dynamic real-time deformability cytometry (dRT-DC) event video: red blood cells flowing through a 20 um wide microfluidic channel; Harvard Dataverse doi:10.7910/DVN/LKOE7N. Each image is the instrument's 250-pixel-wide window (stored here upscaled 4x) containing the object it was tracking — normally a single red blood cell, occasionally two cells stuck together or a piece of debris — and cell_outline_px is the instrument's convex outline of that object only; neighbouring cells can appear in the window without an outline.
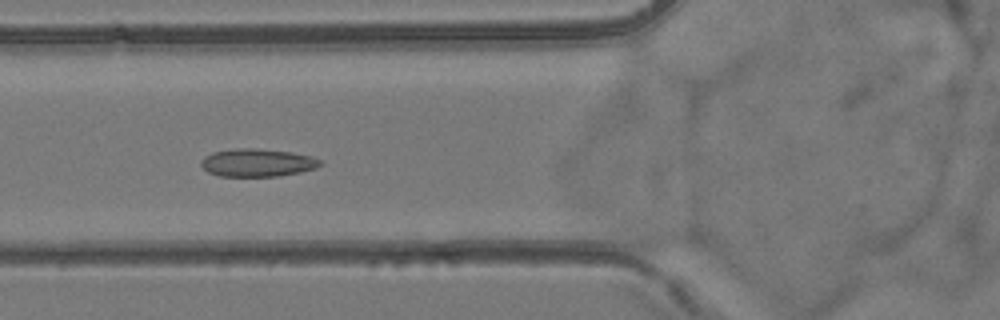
{"species": "common noctule bat (a hibernating species)", "species_latin": "Nyctalus noctula", "temperature_condition": "room temperature", "stored_images_in_passage": 55, "camera_frame_rate_fps": 3000, "um_per_image_px": 0.085, "animal": {"sex": "female", "body_mass_g": 24.6, "forearm_length_mm": 56.2}, "frame": {"image": 1, "passage_image": 21, "time_ms": 6.667, "image_size_px": [1000, 320], "cell_outline_px": [[320, 164], [316, 168], [300, 172], [276, 176], [220, 176], [208, 172], [200, 164], [200, 160], [204, 156], [212, 152], [236, 148], [256, 148], [292, 152], [308, 156], [320, 160]], "centroid_in_image_um": [21.82, 13.82], "position_along_channel_um": 104.0, "area_um2": 19.25}}
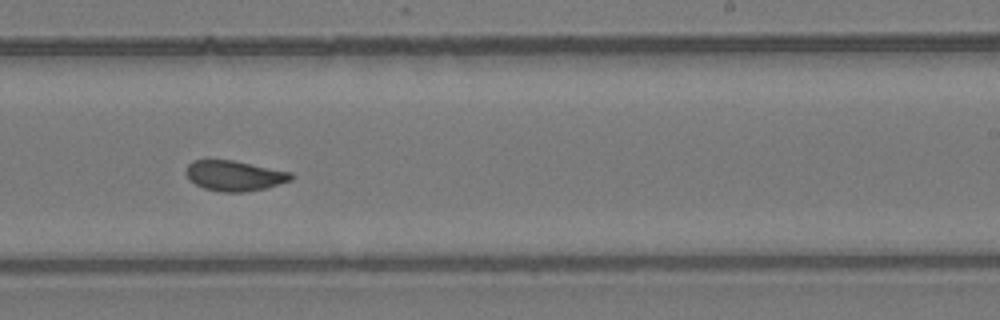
{"frame": {"image": 2, "passage_image": 34, "time_ms": 11.0, "image_size_px": [1000, 320], "cell_outline_px": [[292, 180], [264, 188], [244, 192], [220, 192], [204, 188], [196, 184], [188, 176], [188, 164], [192, 160], [232, 160], [292, 172]], "centroid_in_image_um": [19.95, 14.93], "position_along_channel_um": 269.0, "area_um2": 18.21}}
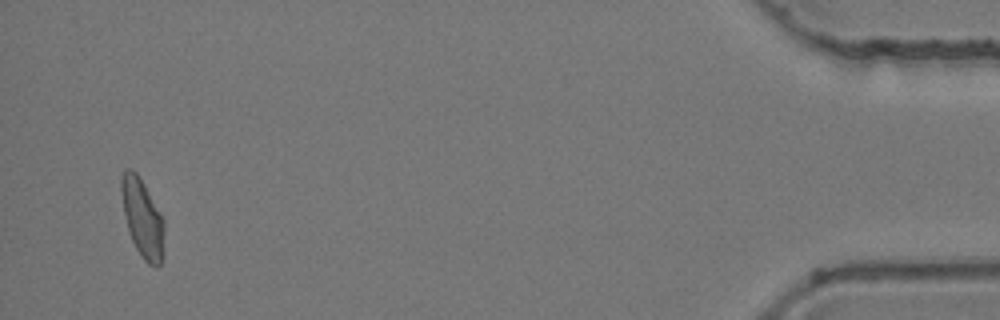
{"frame": {"image": 3, "passage_image": 53, "time_ms": 17.333, "image_size_px": [1000, 320], "cell_outline_px": [[164, 256], [160, 264], [156, 268], [148, 264], [144, 260], [136, 248], [132, 240], [128, 228], [124, 212], [120, 188], [120, 180], [124, 168], [132, 168], [136, 172], [144, 184], [164, 220]], "centroid_in_image_um": [12.12, 18.55], "position_along_channel_um": 423.1, "area_um2": 19.65}, "authors_computed_cell_mechanics": {"area_um2": 19.2474, "velocity_mm_per_s": 3.8044, "shape_relaxation_time_tau1_ms": null, "shape_relaxation_time_tau2_ms": 1.3888, "deformation_change_tau1": null, "deformation_change_tau2": 0.0696}}